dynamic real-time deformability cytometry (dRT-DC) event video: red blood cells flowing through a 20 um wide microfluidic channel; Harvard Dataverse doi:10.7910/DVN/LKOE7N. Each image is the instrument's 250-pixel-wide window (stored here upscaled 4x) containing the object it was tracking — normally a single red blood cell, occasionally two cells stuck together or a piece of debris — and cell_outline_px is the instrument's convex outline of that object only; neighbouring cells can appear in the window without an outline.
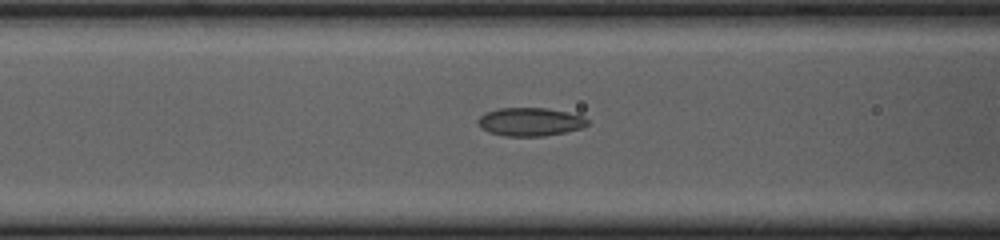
{"species": "common noctule bat (a hibernating species)", "species_latin": "Nyctalus noctula", "temperature_condition": "cold", "stored_images_in_passage": 16, "camera_frame_rate_fps": 3000, "um_per_image_px": 0.085, "animal": {"sex": "female", "body_mass_g": 23.0, "forearm_length_mm": 53.4}, "frame": {"image": 1, "passage_image": 14, "time_ms": 4.333, "image_size_px": [1000, 240], "cell_outline_px": [[588, 124], [580, 128], [564, 132], [544, 136], [504, 136], [488, 132], [480, 128], [476, 120], [484, 112], [500, 108], [544, 108], [568, 112], [584, 116], [588, 120]], "centroid_in_image_um": [45.02, 10.35], "position_along_channel_um": 121.6, "area_um2": 18.15}}